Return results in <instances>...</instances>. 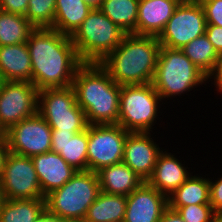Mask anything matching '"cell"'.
<instances>
[{
    "label": "cell",
    "mask_w": 222,
    "mask_h": 222,
    "mask_svg": "<svg viewBox=\"0 0 222 222\" xmlns=\"http://www.w3.org/2000/svg\"><path fill=\"white\" fill-rule=\"evenodd\" d=\"M6 138V130L0 123V140H5Z\"/></svg>",
    "instance_id": "obj_43"
},
{
    "label": "cell",
    "mask_w": 222,
    "mask_h": 222,
    "mask_svg": "<svg viewBox=\"0 0 222 222\" xmlns=\"http://www.w3.org/2000/svg\"><path fill=\"white\" fill-rule=\"evenodd\" d=\"M38 89L31 82L5 81L0 90V123L7 131L37 113Z\"/></svg>",
    "instance_id": "obj_13"
},
{
    "label": "cell",
    "mask_w": 222,
    "mask_h": 222,
    "mask_svg": "<svg viewBox=\"0 0 222 222\" xmlns=\"http://www.w3.org/2000/svg\"><path fill=\"white\" fill-rule=\"evenodd\" d=\"M159 222H185L179 213L171 208H167L162 217L160 218Z\"/></svg>",
    "instance_id": "obj_37"
},
{
    "label": "cell",
    "mask_w": 222,
    "mask_h": 222,
    "mask_svg": "<svg viewBox=\"0 0 222 222\" xmlns=\"http://www.w3.org/2000/svg\"><path fill=\"white\" fill-rule=\"evenodd\" d=\"M178 5L175 0H139L136 34L158 37Z\"/></svg>",
    "instance_id": "obj_18"
},
{
    "label": "cell",
    "mask_w": 222,
    "mask_h": 222,
    "mask_svg": "<svg viewBox=\"0 0 222 222\" xmlns=\"http://www.w3.org/2000/svg\"><path fill=\"white\" fill-rule=\"evenodd\" d=\"M26 44L31 57L32 84L38 90L72 86L83 63L69 35L53 28H35Z\"/></svg>",
    "instance_id": "obj_1"
},
{
    "label": "cell",
    "mask_w": 222,
    "mask_h": 222,
    "mask_svg": "<svg viewBox=\"0 0 222 222\" xmlns=\"http://www.w3.org/2000/svg\"><path fill=\"white\" fill-rule=\"evenodd\" d=\"M179 5L182 4H198L201 3V0H175Z\"/></svg>",
    "instance_id": "obj_41"
},
{
    "label": "cell",
    "mask_w": 222,
    "mask_h": 222,
    "mask_svg": "<svg viewBox=\"0 0 222 222\" xmlns=\"http://www.w3.org/2000/svg\"><path fill=\"white\" fill-rule=\"evenodd\" d=\"M207 81L208 84L211 83L210 86L213 84L214 88L216 87L215 91L217 92L215 93L222 95V55L219 56L213 72L207 77Z\"/></svg>",
    "instance_id": "obj_35"
},
{
    "label": "cell",
    "mask_w": 222,
    "mask_h": 222,
    "mask_svg": "<svg viewBox=\"0 0 222 222\" xmlns=\"http://www.w3.org/2000/svg\"><path fill=\"white\" fill-rule=\"evenodd\" d=\"M4 199H45L31 157L9 152L0 175Z\"/></svg>",
    "instance_id": "obj_10"
},
{
    "label": "cell",
    "mask_w": 222,
    "mask_h": 222,
    "mask_svg": "<svg viewBox=\"0 0 222 222\" xmlns=\"http://www.w3.org/2000/svg\"><path fill=\"white\" fill-rule=\"evenodd\" d=\"M210 204L215 213H222V175L216 180L209 178Z\"/></svg>",
    "instance_id": "obj_32"
},
{
    "label": "cell",
    "mask_w": 222,
    "mask_h": 222,
    "mask_svg": "<svg viewBox=\"0 0 222 222\" xmlns=\"http://www.w3.org/2000/svg\"><path fill=\"white\" fill-rule=\"evenodd\" d=\"M184 55L207 77L213 72L219 54L204 34L180 49Z\"/></svg>",
    "instance_id": "obj_28"
},
{
    "label": "cell",
    "mask_w": 222,
    "mask_h": 222,
    "mask_svg": "<svg viewBox=\"0 0 222 222\" xmlns=\"http://www.w3.org/2000/svg\"><path fill=\"white\" fill-rule=\"evenodd\" d=\"M100 191L128 196L144 181L124 162L101 168L96 172Z\"/></svg>",
    "instance_id": "obj_20"
},
{
    "label": "cell",
    "mask_w": 222,
    "mask_h": 222,
    "mask_svg": "<svg viewBox=\"0 0 222 222\" xmlns=\"http://www.w3.org/2000/svg\"><path fill=\"white\" fill-rule=\"evenodd\" d=\"M212 222H222V213H214Z\"/></svg>",
    "instance_id": "obj_42"
},
{
    "label": "cell",
    "mask_w": 222,
    "mask_h": 222,
    "mask_svg": "<svg viewBox=\"0 0 222 222\" xmlns=\"http://www.w3.org/2000/svg\"><path fill=\"white\" fill-rule=\"evenodd\" d=\"M176 154L169 152L167 148L163 149L157 157L152 175L147 180L149 185L167 197L194 173L189 170L186 161L182 164V160H179Z\"/></svg>",
    "instance_id": "obj_16"
},
{
    "label": "cell",
    "mask_w": 222,
    "mask_h": 222,
    "mask_svg": "<svg viewBox=\"0 0 222 222\" xmlns=\"http://www.w3.org/2000/svg\"><path fill=\"white\" fill-rule=\"evenodd\" d=\"M4 82H5V80H4L3 76H2V73L0 72V90H1Z\"/></svg>",
    "instance_id": "obj_45"
},
{
    "label": "cell",
    "mask_w": 222,
    "mask_h": 222,
    "mask_svg": "<svg viewBox=\"0 0 222 222\" xmlns=\"http://www.w3.org/2000/svg\"><path fill=\"white\" fill-rule=\"evenodd\" d=\"M34 222H58V219L50 214L46 209L36 217Z\"/></svg>",
    "instance_id": "obj_39"
},
{
    "label": "cell",
    "mask_w": 222,
    "mask_h": 222,
    "mask_svg": "<svg viewBox=\"0 0 222 222\" xmlns=\"http://www.w3.org/2000/svg\"><path fill=\"white\" fill-rule=\"evenodd\" d=\"M127 196L108 194L100 191L88 208L86 222H112L124 220Z\"/></svg>",
    "instance_id": "obj_23"
},
{
    "label": "cell",
    "mask_w": 222,
    "mask_h": 222,
    "mask_svg": "<svg viewBox=\"0 0 222 222\" xmlns=\"http://www.w3.org/2000/svg\"><path fill=\"white\" fill-rule=\"evenodd\" d=\"M93 8L83 0H56L53 29L71 36Z\"/></svg>",
    "instance_id": "obj_22"
},
{
    "label": "cell",
    "mask_w": 222,
    "mask_h": 222,
    "mask_svg": "<svg viewBox=\"0 0 222 222\" xmlns=\"http://www.w3.org/2000/svg\"><path fill=\"white\" fill-rule=\"evenodd\" d=\"M72 87L88 125L118 124L121 85L99 63H83Z\"/></svg>",
    "instance_id": "obj_2"
},
{
    "label": "cell",
    "mask_w": 222,
    "mask_h": 222,
    "mask_svg": "<svg viewBox=\"0 0 222 222\" xmlns=\"http://www.w3.org/2000/svg\"><path fill=\"white\" fill-rule=\"evenodd\" d=\"M99 193L97 173L77 171L62 187L45 196V209L58 220L84 219Z\"/></svg>",
    "instance_id": "obj_6"
},
{
    "label": "cell",
    "mask_w": 222,
    "mask_h": 222,
    "mask_svg": "<svg viewBox=\"0 0 222 222\" xmlns=\"http://www.w3.org/2000/svg\"><path fill=\"white\" fill-rule=\"evenodd\" d=\"M31 158L44 196L62 187L77 172L59 154L53 151L37 154Z\"/></svg>",
    "instance_id": "obj_17"
},
{
    "label": "cell",
    "mask_w": 222,
    "mask_h": 222,
    "mask_svg": "<svg viewBox=\"0 0 222 222\" xmlns=\"http://www.w3.org/2000/svg\"><path fill=\"white\" fill-rule=\"evenodd\" d=\"M207 25L222 27V0H201Z\"/></svg>",
    "instance_id": "obj_31"
},
{
    "label": "cell",
    "mask_w": 222,
    "mask_h": 222,
    "mask_svg": "<svg viewBox=\"0 0 222 222\" xmlns=\"http://www.w3.org/2000/svg\"><path fill=\"white\" fill-rule=\"evenodd\" d=\"M160 48L157 37L125 34L119 46L99 64L118 85L152 83Z\"/></svg>",
    "instance_id": "obj_3"
},
{
    "label": "cell",
    "mask_w": 222,
    "mask_h": 222,
    "mask_svg": "<svg viewBox=\"0 0 222 222\" xmlns=\"http://www.w3.org/2000/svg\"><path fill=\"white\" fill-rule=\"evenodd\" d=\"M128 134L118 124L88 125L87 171L121 163Z\"/></svg>",
    "instance_id": "obj_9"
},
{
    "label": "cell",
    "mask_w": 222,
    "mask_h": 222,
    "mask_svg": "<svg viewBox=\"0 0 222 222\" xmlns=\"http://www.w3.org/2000/svg\"><path fill=\"white\" fill-rule=\"evenodd\" d=\"M52 128L37 112L6 131L9 152L32 157L51 151Z\"/></svg>",
    "instance_id": "obj_12"
},
{
    "label": "cell",
    "mask_w": 222,
    "mask_h": 222,
    "mask_svg": "<svg viewBox=\"0 0 222 222\" xmlns=\"http://www.w3.org/2000/svg\"><path fill=\"white\" fill-rule=\"evenodd\" d=\"M75 133L72 131H61L59 129H52V137L51 143H65L66 141L70 140Z\"/></svg>",
    "instance_id": "obj_36"
},
{
    "label": "cell",
    "mask_w": 222,
    "mask_h": 222,
    "mask_svg": "<svg viewBox=\"0 0 222 222\" xmlns=\"http://www.w3.org/2000/svg\"><path fill=\"white\" fill-rule=\"evenodd\" d=\"M55 6L56 0H29L25 17L35 28H52Z\"/></svg>",
    "instance_id": "obj_29"
},
{
    "label": "cell",
    "mask_w": 222,
    "mask_h": 222,
    "mask_svg": "<svg viewBox=\"0 0 222 222\" xmlns=\"http://www.w3.org/2000/svg\"><path fill=\"white\" fill-rule=\"evenodd\" d=\"M0 72L5 81L31 82V57L26 42L0 46Z\"/></svg>",
    "instance_id": "obj_19"
},
{
    "label": "cell",
    "mask_w": 222,
    "mask_h": 222,
    "mask_svg": "<svg viewBox=\"0 0 222 222\" xmlns=\"http://www.w3.org/2000/svg\"><path fill=\"white\" fill-rule=\"evenodd\" d=\"M168 208V197L143 182L127 196L125 222H159Z\"/></svg>",
    "instance_id": "obj_15"
},
{
    "label": "cell",
    "mask_w": 222,
    "mask_h": 222,
    "mask_svg": "<svg viewBox=\"0 0 222 222\" xmlns=\"http://www.w3.org/2000/svg\"><path fill=\"white\" fill-rule=\"evenodd\" d=\"M4 200V197H3V193H2V190H1V187H0V207H1V204Z\"/></svg>",
    "instance_id": "obj_46"
},
{
    "label": "cell",
    "mask_w": 222,
    "mask_h": 222,
    "mask_svg": "<svg viewBox=\"0 0 222 222\" xmlns=\"http://www.w3.org/2000/svg\"><path fill=\"white\" fill-rule=\"evenodd\" d=\"M208 176L210 175L196 174V172L193 175L192 173L179 188L168 196V207L176 211L179 207L186 205L210 204Z\"/></svg>",
    "instance_id": "obj_21"
},
{
    "label": "cell",
    "mask_w": 222,
    "mask_h": 222,
    "mask_svg": "<svg viewBox=\"0 0 222 222\" xmlns=\"http://www.w3.org/2000/svg\"><path fill=\"white\" fill-rule=\"evenodd\" d=\"M151 134L152 132H129L124 144L122 162L144 182L152 175L157 157L164 149L159 147L161 144Z\"/></svg>",
    "instance_id": "obj_14"
},
{
    "label": "cell",
    "mask_w": 222,
    "mask_h": 222,
    "mask_svg": "<svg viewBox=\"0 0 222 222\" xmlns=\"http://www.w3.org/2000/svg\"><path fill=\"white\" fill-rule=\"evenodd\" d=\"M112 222H125L124 220L112 221Z\"/></svg>",
    "instance_id": "obj_47"
},
{
    "label": "cell",
    "mask_w": 222,
    "mask_h": 222,
    "mask_svg": "<svg viewBox=\"0 0 222 222\" xmlns=\"http://www.w3.org/2000/svg\"><path fill=\"white\" fill-rule=\"evenodd\" d=\"M88 126L65 143H51V151L59 154L77 171H87Z\"/></svg>",
    "instance_id": "obj_26"
},
{
    "label": "cell",
    "mask_w": 222,
    "mask_h": 222,
    "mask_svg": "<svg viewBox=\"0 0 222 222\" xmlns=\"http://www.w3.org/2000/svg\"><path fill=\"white\" fill-rule=\"evenodd\" d=\"M29 0H0V10L25 16Z\"/></svg>",
    "instance_id": "obj_33"
},
{
    "label": "cell",
    "mask_w": 222,
    "mask_h": 222,
    "mask_svg": "<svg viewBox=\"0 0 222 222\" xmlns=\"http://www.w3.org/2000/svg\"><path fill=\"white\" fill-rule=\"evenodd\" d=\"M58 222H86L84 219H64L58 220Z\"/></svg>",
    "instance_id": "obj_44"
},
{
    "label": "cell",
    "mask_w": 222,
    "mask_h": 222,
    "mask_svg": "<svg viewBox=\"0 0 222 222\" xmlns=\"http://www.w3.org/2000/svg\"><path fill=\"white\" fill-rule=\"evenodd\" d=\"M125 34L99 8H93L70 37L82 63H100Z\"/></svg>",
    "instance_id": "obj_5"
},
{
    "label": "cell",
    "mask_w": 222,
    "mask_h": 222,
    "mask_svg": "<svg viewBox=\"0 0 222 222\" xmlns=\"http://www.w3.org/2000/svg\"><path fill=\"white\" fill-rule=\"evenodd\" d=\"M205 35L214 46L216 52L222 55V27L217 25H207Z\"/></svg>",
    "instance_id": "obj_34"
},
{
    "label": "cell",
    "mask_w": 222,
    "mask_h": 222,
    "mask_svg": "<svg viewBox=\"0 0 222 222\" xmlns=\"http://www.w3.org/2000/svg\"><path fill=\"white\" fill-rule=\"evenodd\" d=\"M37 112L52 129L81 132L88 126L72 86L38 90Z\"/></svg>",
    "instance_id": "obj_8"
},
{
    "label": "cell",
    "mask_w": 222,
    "mask_h": 222,
    "mask_svg": "<svg viewBox=\"0 0 222 222\" xmlns=\"http://www.w3.org/2000/svg\"><path fill=\"white\" fill-rule=\"evenodd\" d=\"M164 104L152 83L122 85L118 125L129 132L153 133L157 120L163 119L159 116Z\"/></svg>",
    "instance_id": "obj_7"
},
{
    "label": "cell",
    "mask_w": 222,
    "mask_h": 222,
    "mask_svg": "<svg viewBox=\"0 0 222 222\" xmlns=\"http://www.w3.org/2000/svg\"><path fill=\"white\" fill-rule=\"evenodd\" d=\"M8 154L9 149L6 140H0V175L2 173V169L5 165V160Z\"/></svg>",
    "instance_id": "obj_38"
},
{
    "label": "cell",
    "mask_w": 222,
    "mask_h": 222,
    "mask_svg": "<svg viewBox=\"0 0 222 222\" xmlns=\"http://www.w3.org/2000/svg\"><path fill=\"white\" fill-rule=\"evenodd\" d=\"M45 210V199H4L0 222H34Z\"/></svg>",
    "instance_id": "obj_25"
},
{
    "label": "cell",
    "mask_w": 222,
    "mask_h": 222,
    "mask_svg": "<svg viewBox=\"0 0 222 222\" xmlns=\"http://www.w3.org/2000/svg\"><path fill=\"white\" fill-rule=\"evenodd\" d=\"M207 21L201 3L178 5L168 20L158 41L161 46L181 49L197 37L205 34Z\"/></svg>",
    "instance_id": "obj_11"
},
{
    "label": "cell",
    "mask_w": 222,
    "mask_h": 222,
    "mask_svg": "<svg viewBox=\"0 0 222 222\" xmlns=\"http://www.w3.org/2000/svg\"><path fill=\"white\" fill-rule=\"evenodd\" d=\"M83 1L92 8H100L103 2V0H83Z\"/></svg>",
    "instance_id": "obj_40"
},
{
    "label": "cell",
    "mask_w": 222,
    "mask_h": 222,
    "mask_svg": "<svg viewBox=\"0 0 222 222\" xmlns=\"http://www.w3.org/2000/svg\"><path fill=\"white\" fill-rule=\"evenodd\" d=\"M34 29L25 16L0 10V46L27 42Z\"/></svg>",
    "instance_id": "obj_27"
},
{
    "label": "cell",
    "mask_w": 222,
    "mask_h": 222,
    "mask_svg": "<svg viewBox=\"0 0 222 222\" xmlns=\"http://www.w3.org/2000/svg\"><path fill=\"white\" fill-rule=\"evenodd\" d=\"M185 222H212L214 210L211 204H191L176 210Z\"/></svg>",
    "instance_id": "obj_30"
},
{
    "label": "cell",
    "mask_w": 222,
    "mask_h": 222,
    "mask_svg": "<svg viewBox=\"0 0 222 222\" xmlns=\"http://www.w3.org/2000/svg\"><path fill=\"white\" fill-rule=\"evenodd\" d=\"M139 0H103L100 10L124 33L136 34Z\"/></svg>",
    "instance_id": "obj_24"
},
{
    "label": "cell",
    "mask_w": 222,
    "mask_h": 222,
    "mask_svg": "<svg viewBox=\"0 0 222 222\" xmlns=\"http://www.w3.org/2000/svg\"><path fill=\"white\" fill-rule=\"evenodd\" d=\"M206 83L207 76L180 49L161 46L152 84L163 102L199 91L197 88Z\"/></svg>",
    "instance_id": "obj_4"
}]
</instances>
